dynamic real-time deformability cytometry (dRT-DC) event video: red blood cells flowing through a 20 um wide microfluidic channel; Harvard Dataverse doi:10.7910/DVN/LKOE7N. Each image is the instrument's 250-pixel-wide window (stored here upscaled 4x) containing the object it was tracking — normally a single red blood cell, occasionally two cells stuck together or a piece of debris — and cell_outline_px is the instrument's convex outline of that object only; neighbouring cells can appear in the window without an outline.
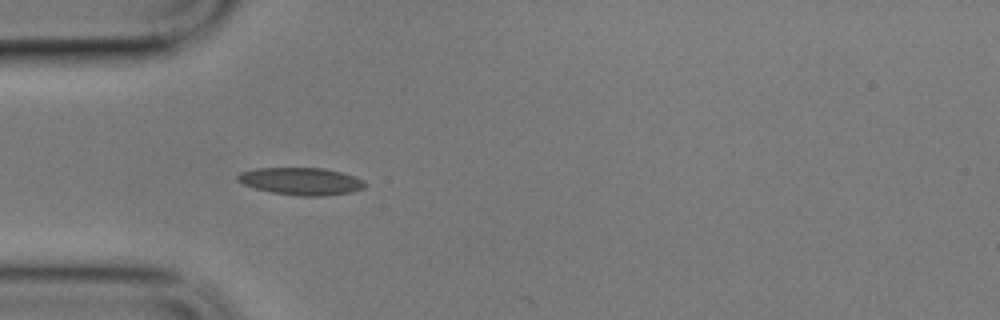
{"species": "common noctule bat (a hibernating species)", "species_latin": "Nyctalus noctula", "temperature_condition": "cold", "stored_images_in_passage": 38, "camera_frame_rate_fps": 3000, "um_per_image_px": 0.085, "animal": {"sex": "male", "body_mass_g": 17.9}, "frame": {"image": 1, "passage_image": 1, "time_ms": 0.0, "image_size_px": [1000, 320], "cell_outline_px": [[368, 184], [364, 188], [348, 192], [324, 196], [300, 196], [272, 192], [256, 188], [244, 184], [236, 180], [236, 176], [240, 172], [256, 168], [324, 168], [340, 172], [364, 180]], "centroid_in_image_um": [25.59, 15.4], "position_along_channel_um": 59.4, "area_um2": 20.17}}
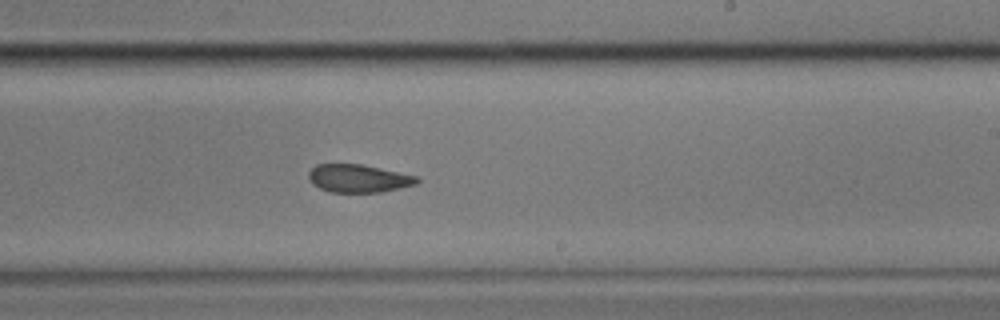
{"frame": {"image": 2, "passage_image": 19, "time_ms": 6.0, "image_size_px": [1000, 320], "cell_outline_px": [[420, 180], [416, 184], [400, 188], [380, 192], [332, 192], [320, 188], [312, 184], [308, 176], [308, 172], [316, 164], [364, 164], [416, 176]], "centroid_in_image_um": [30.46, 15.16], "position_along_channel_um": 258.5, "area_um2": 17.63}}
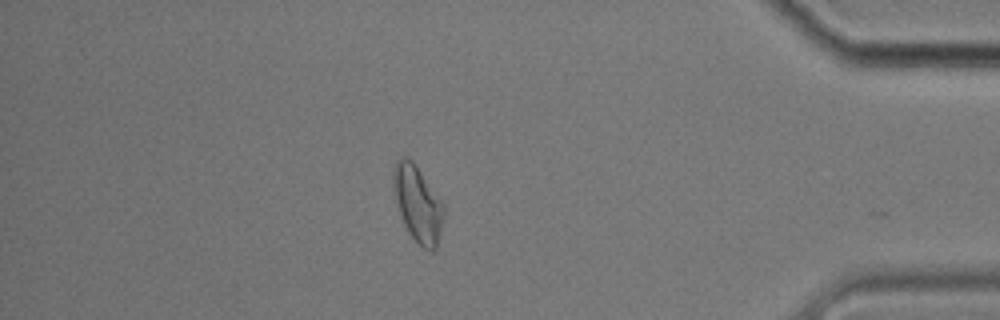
{"frame": {"image": 3, "passage_image": 35, "time_ms": 11.333, "image_size_px": [1000, 320], "cell_outline_px": [[444, 216], [436, 248], [432, 252], [424, 248], [408, 232], [404, 224], [396, 200], [392, 176], [396, 160], [404, 156], [412, 160], [444, 204]], "centroid_in_image_um": [35.52, 17.31], "position_along_channel_um": 399.7, "area_um2": 21.91}, "authors_computed_cell_mechanics": {"area_um2": 18.3515, "velocity_mm_per_s": 3.3604, "shape_relaxation_time_tau1_ms": null, "shape_relaxation_time_tau2_ms": 5.15, "deformation_change_tau1": null, "deformation_change_tau2": 0.1131}}